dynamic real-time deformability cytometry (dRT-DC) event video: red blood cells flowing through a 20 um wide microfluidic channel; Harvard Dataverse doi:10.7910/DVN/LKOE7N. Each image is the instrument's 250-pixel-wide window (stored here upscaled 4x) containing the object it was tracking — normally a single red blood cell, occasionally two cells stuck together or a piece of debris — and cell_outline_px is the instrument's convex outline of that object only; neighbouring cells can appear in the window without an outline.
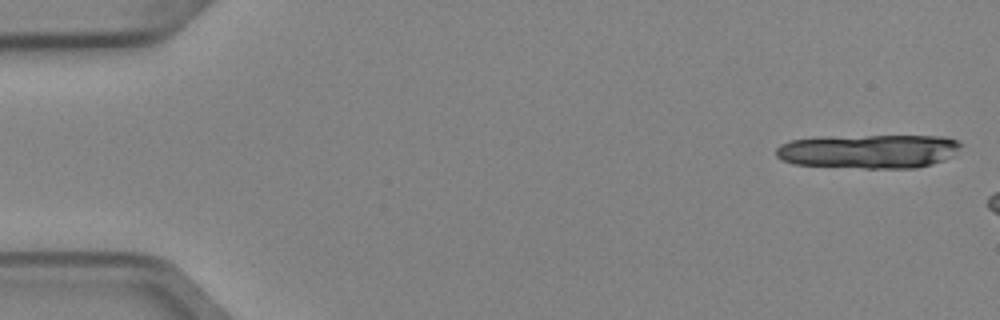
{"species": "Egyptian fruit bat (a non-hibernating species)", "species_latin": "Rousettus aegyptiacus", "temperature_condition": "cold", "stored_images_in_passage": 2, "camera_frame_rate_fps": 3000, "um_per_image_px": 0.085, "animal": {"sex": "female"}, "frame": {"image": 1, "passage_image": 1, "time_ms": 0.0, "image_size_px": [1000, 320], "cell_outline_px": [[964, 144], [952, 156], [944, 160], [932, 164], [916, 168], [864, 168], [792, 164], [780, 160], [776, 156], [776, 148], [780, 144], [792, 140], [816, 136], [944, 136], [956, 140]], "centroid_in_image_um": [73.82, 12.85], "position_along_channel_um": 11.2, "area_um2": 37.05}}